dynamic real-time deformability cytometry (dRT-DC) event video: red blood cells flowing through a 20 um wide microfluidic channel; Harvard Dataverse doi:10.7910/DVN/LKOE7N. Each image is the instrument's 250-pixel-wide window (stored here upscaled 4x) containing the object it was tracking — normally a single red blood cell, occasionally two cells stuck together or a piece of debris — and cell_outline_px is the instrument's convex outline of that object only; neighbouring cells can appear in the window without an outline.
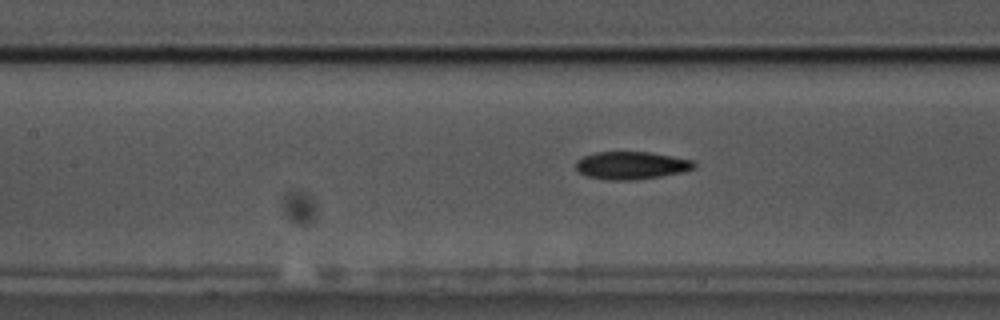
{"species": "common noctule bat (a hibernating species)", "species_latin": "Nyctalus noctula", "temperature_condition": "cold", "stored_images_in_passage": 40, "camera_frame_rate_fps": 3000, "um_per_image_px": 0.085, "animal": {"sex": "male", "body_mass_g": 17.5, "forearm_length_mm": 52.3}, "frame": {"image": 1, "passage_image": 9, "time_ms": 2.667, "image_size_px": [1000, 320], "cell_outline_px": [[696, 168], [684, 172], [636, 180], [608, 180], [588, 176], [580, 172], [576, 168], [576, 160], [584, 156], [596, 152], [648, 152], [672, 156], [692, 160], [696, 164]], "centroid_in_image_um": [53.69, 14.06], "position_along_channel_um": 153.7, "area_um2": 19.07}}
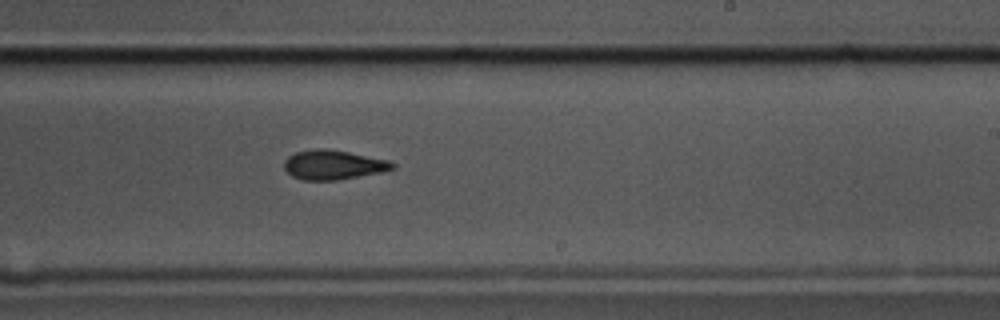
{"frame": {"image": 2, "passage_image": 18, "time_ms": 5.667, "image_size_px": [1000, 320], "cell_outline_px": [[396, 168], [380, 172], [336, 180], [304, 180], [292, 176], [284, 168], [284, 160], [288, 156], [296, 152], [316, 148], [324, 148], [348, 152], [388, 160], [396, 164]], "centroid_in_image_um": [28.31, 14.0], "position_along_channel_um": 260.7, "area_um2": 18.44}}
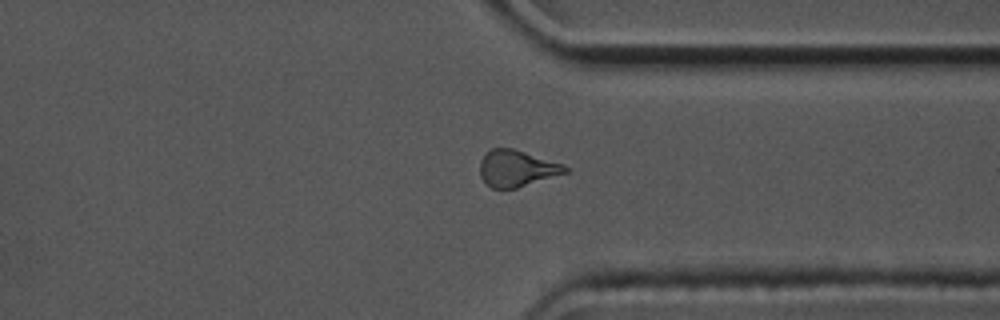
{"frame": {"image": 3, "passage_image": 27, "time_ms": 8.667, "image_size_px": [1000, 320], "cell_outline_px": [[568, 172], [516, 188], [492, 188], [480, 176], [480, 160], [492, 148], [512, 148], [564, 164], [568, 168]], "centroid_in_image_um": [43.93, 14.31], "position_along_channel_um": 367.5, "area_um2": 17.86}, "authors_computed_cell_mechanics": {"area_um2": 19.1896, "velocity_mm_per_s": 3.5723, "shape_relaxation_time_tau1_ms": 4.8161, "shape_relaxation_time_tau2_ms": 4.6221, "deformation_change_tau1": 0.1308, "deformation_change_tau2": 0.1107}}